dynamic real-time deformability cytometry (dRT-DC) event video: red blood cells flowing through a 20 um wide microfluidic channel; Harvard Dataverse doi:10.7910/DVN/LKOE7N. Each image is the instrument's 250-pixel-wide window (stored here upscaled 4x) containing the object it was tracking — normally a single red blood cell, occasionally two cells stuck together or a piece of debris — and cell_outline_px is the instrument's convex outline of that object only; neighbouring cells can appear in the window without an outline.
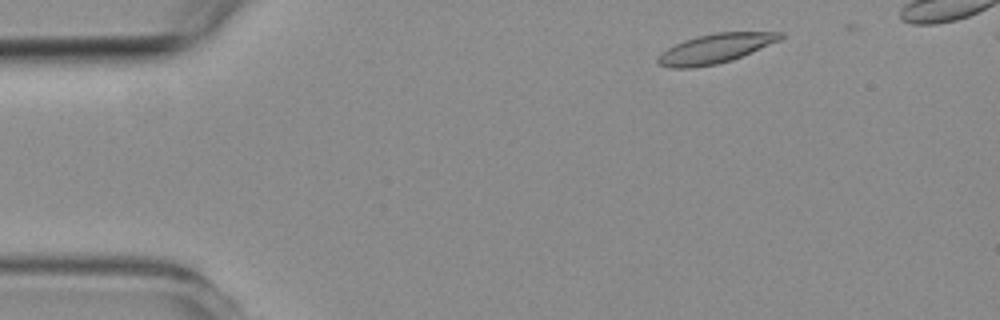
{"species": "common noctule bat (a hibernating species)", "species_latin": "Nyctalus noctula", "temperature_condition": "room temperature", "stored_images_in_passage": 3, "camera_frame_rate_fps": 3000, "um_per_image_px": 0.085, "animal": {"sex": "female", "body_mass_g": 19.3, "forearm_length_mm": 54.1}, "frame": {"image": 1, "passage_image": 1, "time_ms": 0.0, "image_size_px": [1000, 320], "cell_outline_px": [[784, 36], [780, 40], [732, 60], [716, 64], [692, 68], [668, 68], [660, 64], [656, 60], [668, 48], [684, 40], [696, 36], [716, 32], [784, 32]], "centroid_in_image_um": [60.82, 4.12], "position_along_channel_um": 24.2, "area_um2": 20.75}}